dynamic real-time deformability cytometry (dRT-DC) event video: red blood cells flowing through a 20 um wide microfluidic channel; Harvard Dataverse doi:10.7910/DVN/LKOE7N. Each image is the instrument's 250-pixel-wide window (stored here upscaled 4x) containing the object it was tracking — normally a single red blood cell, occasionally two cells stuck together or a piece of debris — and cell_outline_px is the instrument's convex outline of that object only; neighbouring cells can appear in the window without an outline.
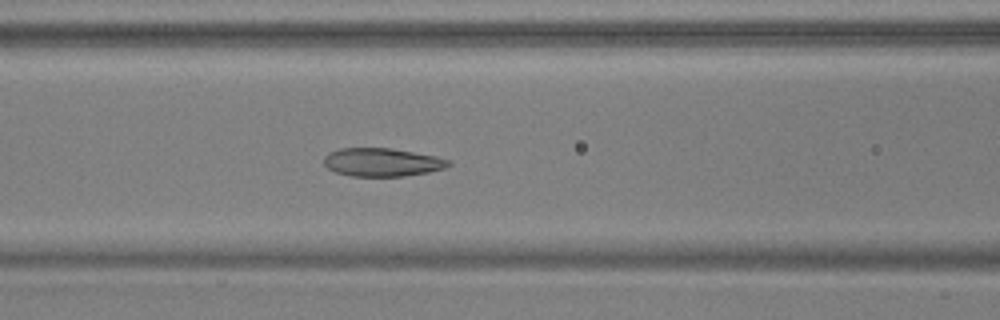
{"species": "common noctule bat (a hibernating species)", "species_latin": "Nyctalus noctula", "temperature_condition": "warm", "stored_images_in_passage": 27, "camera_frame_rate_fps": 3000, "um_per_image_px": 0.085, "animal": {"sex": "male", "body_mass_g": 17.9, "forearm_length_mm": 54.2}, "frame": {"image": 1, "passage_image": 7, "time_ms": 2.0, "image_size_px": [1000, 320], "cell_outline_px": [[452, 164], [444, 168], [428, 172], [404, 176], [352, 176], [336, 172], [328, 168], [324, 164], [324, 156], [328, 152], [340, 148], [392, 148], [436, 156], [448, 160]], "centroid_in_image_um": [32.46, 13.78], "position_along_channel_um": 134.1, "area_um2": 20.52}}
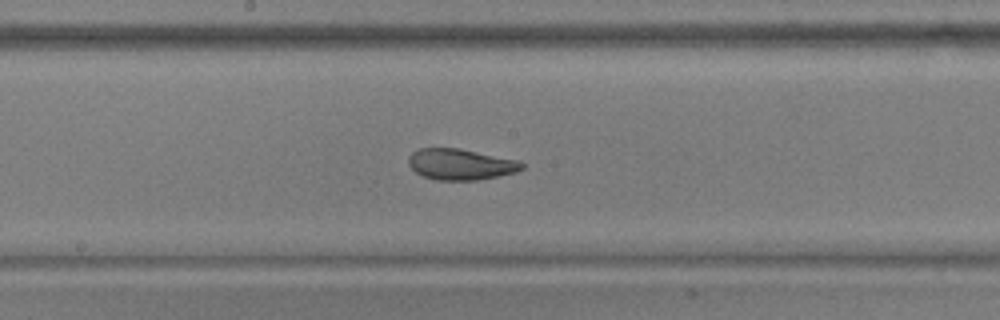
{"frame": {"image": 2, "passage_image": 13, "time_ms": 4.0, "image_size_px": [1000, 320], "cell_outline_px": [[524, 168], [516, 172], [476, 180], [436, 180], [424, 176], [416, 172], [408, 164], [408, 156], [412, 152], [420, 148], [460, 148], [520, 160], [524, 164]], "centroid_in_image_um": [39.16, 13.95], "position_along_channel_um": 209.0, "area_um2": 20.58}}
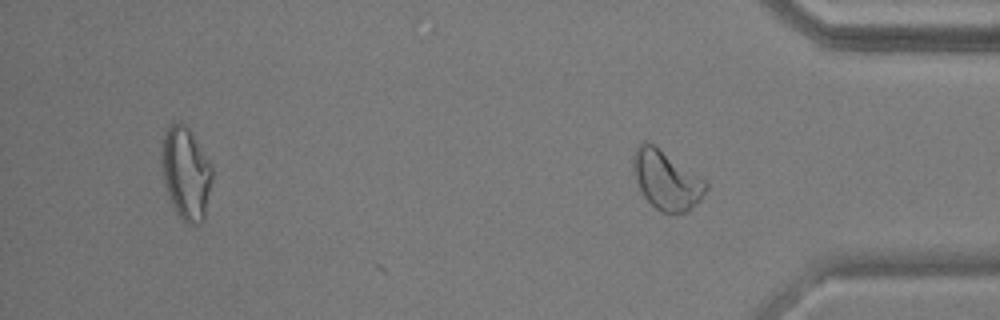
{"frame": {"image": 3, "passage_image": 27, "time_ms": 8.667, "image_size_px": [1000, 320], "cell_outline_px": [[708, 188], [700, 200], [688, 212], [660, 212], [644, 196], [632, 172], [632, 152], [644, 140], [652, 144], [704, 180], [708, 184]], "centroid_in_image_um": [56.61, 15.31], "position_along_channel_um": 378.6, "area_um2": 24.51}, "authors_computed_cell_mechanics": {"area_um2": 20.519, "velocity_mm_per_s": 3.7472, "shape_relaxation_time_tau1_ms": 8.1589, "shape_relaxation_time_tau2_ms": 1.3193, "deformation_change_tau1": 0.1776, "deformation_change_tau2": 0.0613}}